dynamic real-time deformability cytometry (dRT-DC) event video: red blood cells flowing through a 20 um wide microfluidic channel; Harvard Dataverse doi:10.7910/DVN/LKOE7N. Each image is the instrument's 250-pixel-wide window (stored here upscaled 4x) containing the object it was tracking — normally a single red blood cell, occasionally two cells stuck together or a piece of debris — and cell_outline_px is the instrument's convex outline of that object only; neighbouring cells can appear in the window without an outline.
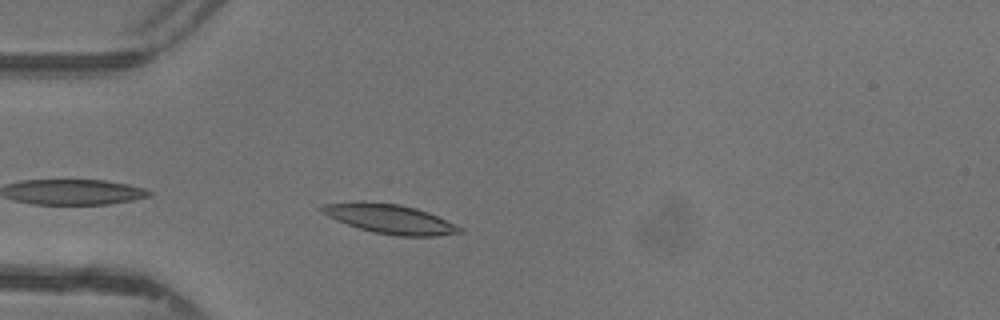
{"species": "common noctule bat (a hibernating species)", "species_latin": "Nyctalus noctula", "temperature_condition": "warm", "stored_images_in_passage": 28, "camera_frame_rate_fps": 3000, "um_per_image_px": 0.085, "animal": {"sex": "female"}, "frame": {"image": 1, "passage_image": 2, "time_ms": 0.333, "image_size_px": [1000, 320], "cell_outline_px": [[464, 232], [436, 236], [396, 236], [372, 232], [336, 220], [320, 212], [316, 208], [324, 204], [360, 200], [364, 200], [400, 204], [416, 208], [428, 212], [464, 228]], "centroid_in_image_um": [33.11, 18.59], "position_along_channel_um": 51.9, "area_um2": 23.93}}
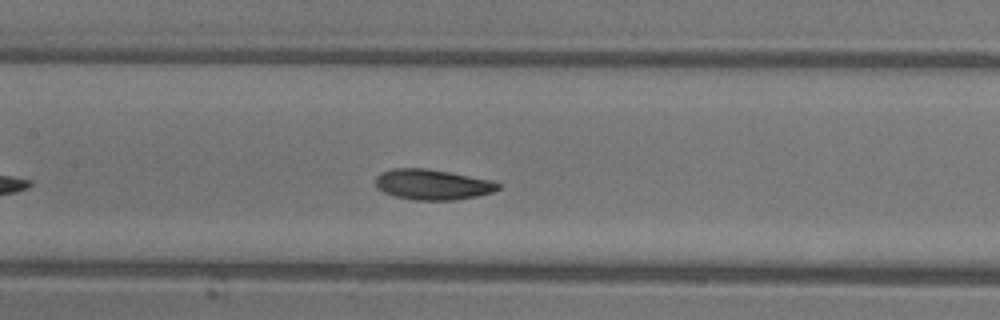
{"frame": {"image": 2, "passage_image": 11, "time_ms": 3.333, "image_size_px": [1000, 320], "cell_outline_px": [[500, 188], [492, 192], [476, 196], [456, 200], [412, 200], [396, 196], [384, 192], [376, 188], [376, 176], [380, 172], [392, 168], [428, 168], [492, 180], [500, 184]], "centroid_in_image_um": [36.74, 15.68], "position_along_channel_um": 170.7, "area_um2": 21.85}}
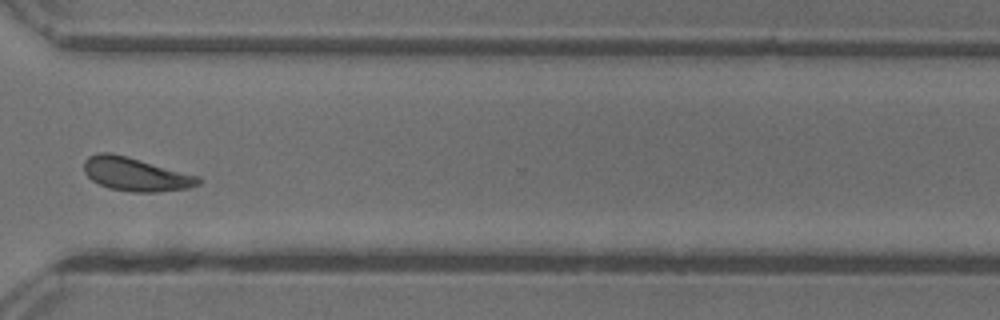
{"frame": {"image": 3, "passage_image": 24, "time_ms": 7.667, "image_size_px": [1000, 320], "cell_outline_px": [[200, 184], [188, 188], [156, 192], [132, 192], [108, 188], [92, 180], [84, 172], [84, 160], [88, 156], [96, 152], [108, 152], [124, 156], [200, 176]], "centroid_in_image_um": [11.51, 14.82], "position_along_channel_um": 359.1, "area_um2": 22.14}, "authors_computed_cell_mechanics": {"area_um2": 21.8195, "velocity_mm_per_s": 4.3583, "shape_relaxation_time_tau1_ms": 2.3198, "shape_relaxation_time_tau2_ms": 2.3812, "deformation_change_tau1": 0.107, "deformation_change_tau2": 0.0742}}